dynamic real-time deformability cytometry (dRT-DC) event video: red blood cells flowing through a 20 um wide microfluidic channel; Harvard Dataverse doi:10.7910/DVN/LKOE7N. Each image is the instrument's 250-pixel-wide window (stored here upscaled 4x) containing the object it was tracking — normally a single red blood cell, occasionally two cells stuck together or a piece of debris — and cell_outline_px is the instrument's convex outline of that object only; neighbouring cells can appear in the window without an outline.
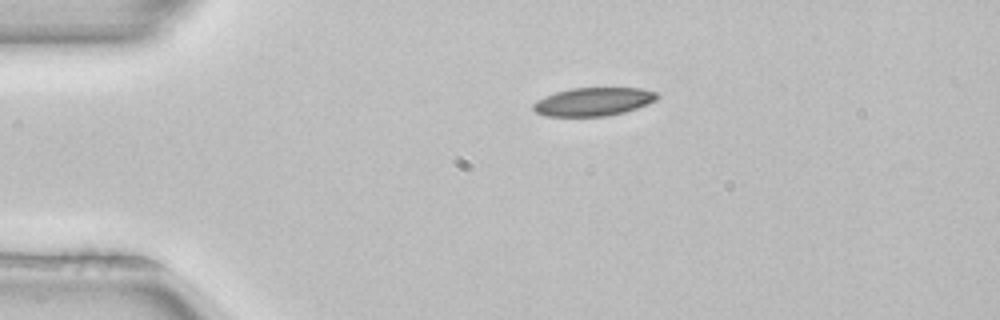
{"species": "common noctule bat (a hibernating species)", "species_latin": "Nyctalus noctula", "temperature_condition": "room temperature", "stored_images_in_passage": 2, "camera_frame_rate_fps": 3000, "um_per_image_px": 0.085, "animal": {"sex": "female", "body_mass_g": 22.7, "forearm_length_mm": 54.2}, "frame": {"image": 1, "passage_image": 1, "time_ms": 0.0, "image_size_px": [1000, 320], "cell_outline_px": [[660, 96], [656, 100], [636, 108], [624, 112], [608, 116], [544, 116], [536, 112], [532, 108], [532, 104], [536, 100], [544, 96], [556, 92], [572, 88], [640, 88], [656, 92]], "centroid_in_image_um": [50.41, 8.64], "position_along_channel_um": 34.6, "area_um2": 20.46}}